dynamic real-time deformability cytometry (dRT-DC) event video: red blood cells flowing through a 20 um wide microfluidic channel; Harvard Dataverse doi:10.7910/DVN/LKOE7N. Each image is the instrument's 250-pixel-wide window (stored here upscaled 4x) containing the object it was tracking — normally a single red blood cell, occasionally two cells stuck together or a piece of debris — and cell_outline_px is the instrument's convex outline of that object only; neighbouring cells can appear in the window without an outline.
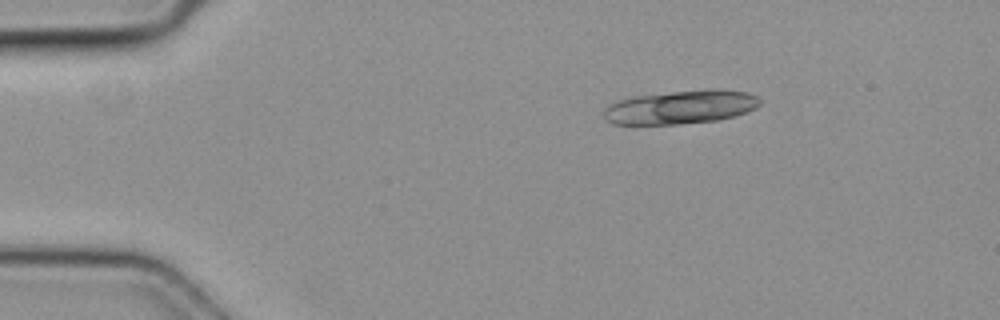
{"species": "common noctule bat (a hibernating species)", "species_latin": "Nyctalus noctula", "temperature_condition": "cold", "stored_images_in_passage": 1, "camera_frame_rate_fps": 3000, "um_per_image_px": 0.085, "animal": {"sex": "female", "body_mass_g": 19.3, "forearm_length_mm": 54.1}, "frame": {"image": 1, "passage_image": 1, "time_ms": 0.0, "image_size_px": [1000, 320], "cell_outline_px": [[760, 104], [756, 108], [748, 112], [736, 116], [720, 120], [680, 124], [612, 124], [604, 120], [604, 108], [608, 104], [632, 96], [708, 88], [720, 88], [748, 92], [756, 96], [760, 100]], "centroid_in_image_um": [57.89, 9.1], "position_along_channel_um": 27.1, "area_um2": 31.15}}